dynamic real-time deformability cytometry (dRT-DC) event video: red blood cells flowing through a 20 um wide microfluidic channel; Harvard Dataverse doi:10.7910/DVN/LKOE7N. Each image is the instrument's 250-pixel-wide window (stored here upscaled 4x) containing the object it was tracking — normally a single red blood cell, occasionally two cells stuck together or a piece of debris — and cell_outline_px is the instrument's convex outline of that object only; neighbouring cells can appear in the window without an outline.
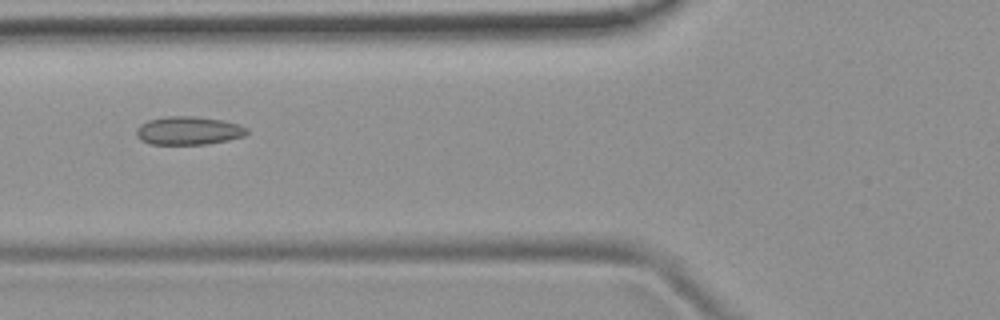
{"species": "common noctule bat (a hibernating species)", "species_latin": "Nyctalus noctula", "temperature_condition": "room temperature", "stored_images_in_passage": 6, "camera_frame_rate_fps": 3000, "um_per_image_px": 0.085, "animal": {"sex": "female", "body_mass_g": 19.9}, "frame": {"image": 1, "passage_image": 6, "time_ms": 6.0, "image_size_px": [1000, 320], "cell_outline_px": [[248, 132], [244, 136], [228, 140], [208, 144], [148, 144], [140, 140], [136, 136], [136, 128], [140, 124], [148, 120], [164, 116], [192, 116], [224, 120], [240, 124], [248, 128]], "centroid_in_image_um": [16.01, 11.1], "position_along_channel_um": 109.8, "area_um2": 18.5}}